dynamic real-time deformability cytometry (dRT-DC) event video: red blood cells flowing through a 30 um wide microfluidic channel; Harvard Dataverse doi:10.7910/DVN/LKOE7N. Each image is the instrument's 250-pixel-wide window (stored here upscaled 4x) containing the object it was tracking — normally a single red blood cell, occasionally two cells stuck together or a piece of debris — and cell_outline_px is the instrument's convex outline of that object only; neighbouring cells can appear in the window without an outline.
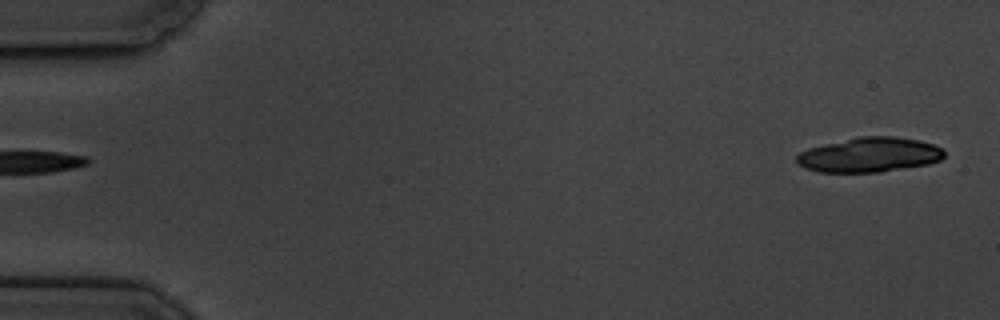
{"species": "common noctule bat (a hibernating species)", "species_latin": "Nyctalus noctula", "temperature_condition": "cold", "stored_images_in_passage": 6, "segment_of_instrument_passage": [2, 2], "camera_frame_rate_fps": 3000, "um_per_image_px": 0.085, "animal": {"sex": "male", "body_mass_g": 19.5, "forearm_length_mm": 54.6}, "frame": {"image": 1, "passage_image": 6, "time_ms": 6.0, "image_size_px": [1000, 320], "cell_outline_px": [[944, 156], [940, 160], [928, 164], [880, 172], [820, 172], [804, 168], [796, 164], [796, 156], [800, 152], [808, 148], [824, 144], [860, 136], [896, 136], [920, 140], [936, 144], [944, 152]], "centroid_in_image_um": [73.89, 13.15], "position_along_channel_um": 11.1, "area_um2": 30.0}}